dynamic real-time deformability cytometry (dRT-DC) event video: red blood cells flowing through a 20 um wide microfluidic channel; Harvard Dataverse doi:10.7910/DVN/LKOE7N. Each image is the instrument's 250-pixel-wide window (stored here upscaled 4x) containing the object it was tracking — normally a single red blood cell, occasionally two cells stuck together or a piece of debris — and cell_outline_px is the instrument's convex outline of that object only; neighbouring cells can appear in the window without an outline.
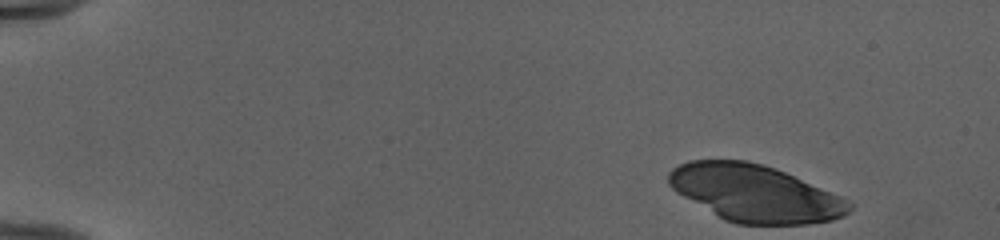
{"species": "human", "species_latin": "Homo sapiens", "temperature_condition": "cold", "stored_images_in_passage": 47, "camera_frame_rate_fps": 3000, "um_per_image_px": 0.085, "donor": {"sex": "female"}, "frame": {"image": 1, "passage_image": 1, "time_ms": 0.0, "image_size_px": [1000, 240], "cell_outline_px": [[852, 208], [844, 216], [832, 220], [808, 224], [736, 224], [724, 220], [676, 192], [668, 184], [668, 172], [672, 168], [688, 160], [748, 160], [776, 168], [840, 196], [852, 204]], "centroid_in_image_um": [64.15, 16.43], "position_along_channel_um": 20.9, "area_um2": 59.82}}
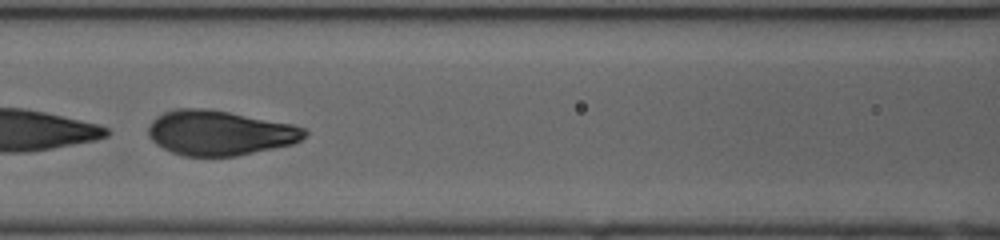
{"frame": {"image": 2, "passage_image": 21, "time_ms": 6.667, "image_size_px": [1000, 240], "cell_outline_px": [[308, 132], [300, 140], [292, 144], [236, 156], [184, 156], [172, 152], [156, 144], [148, 136], [148, 128], [160, 116], [168, 112], [184, 108], [204, 108], [228, 112], [292, 124], [304, 128]], "centroid_in_image_um": [18.7, 11.31], "position_along_channel_um": 147.9, "area_um2": 40.11}}
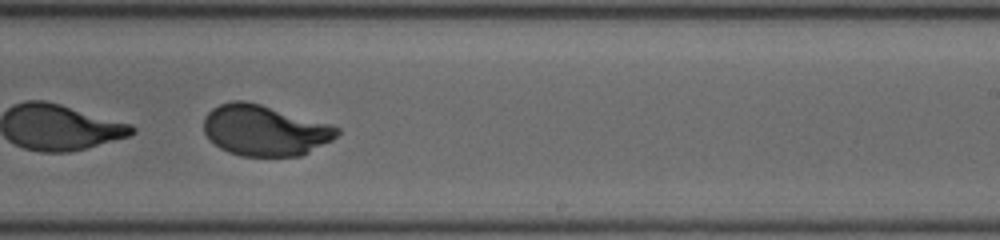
{"frame": {"image": 3, "passage_image": 30, "time_ms": 9.667, "image_size_px": [1000, 240], "cell_outline_px": [[340, 132], [332, 140], [300, 156], [240, 156], [228, 152], [220, 148], [204, 132], [204, 116], [212, 108], [220, 104], [232, 100], [244, 100], [260, 104], [328, 124], [340, 128]], "centroid_in_image_um": [22.47, 11.08], "position_along_channel_um": 266.5, "area_um2": 39.07}, "authors_computed_cell_mechanics": {"area_um2": 41.0958, "velocity_mm_per_s": 3.9598, "shape_relaxation_time_tau1_ms": 1.1311, "shape_relaxation_time_tau2_ms": null, "deformation_change_tau1": 0.3366, "deformation_change_tau2": null}}